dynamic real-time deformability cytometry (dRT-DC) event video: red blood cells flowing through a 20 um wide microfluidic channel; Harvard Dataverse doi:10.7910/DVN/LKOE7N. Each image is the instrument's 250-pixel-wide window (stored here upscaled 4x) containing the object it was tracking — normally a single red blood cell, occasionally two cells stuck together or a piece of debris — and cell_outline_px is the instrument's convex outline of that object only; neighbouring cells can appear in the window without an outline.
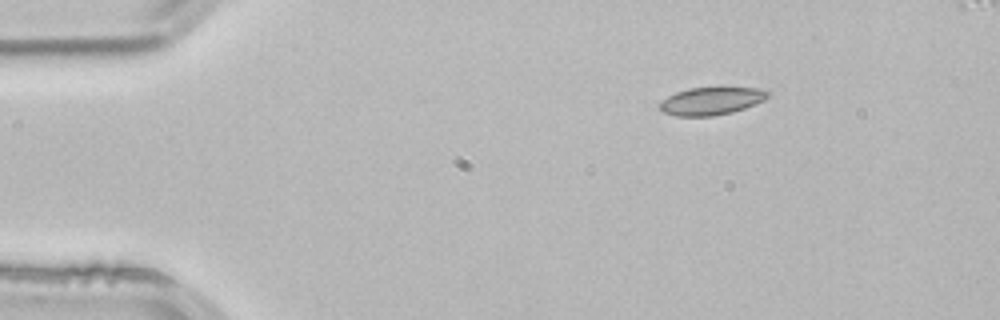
{"species": "common noctule bat (a hibernating species)", "species_latin": "Nyctalus noctula", "temperature_condition": "room temperature", "stored_images_in_passage": 3, "camera_frame_rate_fps": 3000, "um_per_image_px": 0.085, "animal": {"sex": "male", "body_mass_g": 21.5, "forearm_length_mm": 52.0}, "frame": {"image": 1, "passage_image": 1, "time_ms": 0.0, "image_size_px": [1000, 320], "cell_outline_px": [[768, 96], [764, 100], [756, 104], [732, 112], [712, 116], [676, 116], [664, 112], [660, 108], [660, 104], [668, 96], [676, 92], [688, 88], [720, 84], [756, 88], [768, 92]], "centroid_in_image_um": [60.5, 8.52], "position_along_channel_um": 24.5, "area_um2": 18.09}}